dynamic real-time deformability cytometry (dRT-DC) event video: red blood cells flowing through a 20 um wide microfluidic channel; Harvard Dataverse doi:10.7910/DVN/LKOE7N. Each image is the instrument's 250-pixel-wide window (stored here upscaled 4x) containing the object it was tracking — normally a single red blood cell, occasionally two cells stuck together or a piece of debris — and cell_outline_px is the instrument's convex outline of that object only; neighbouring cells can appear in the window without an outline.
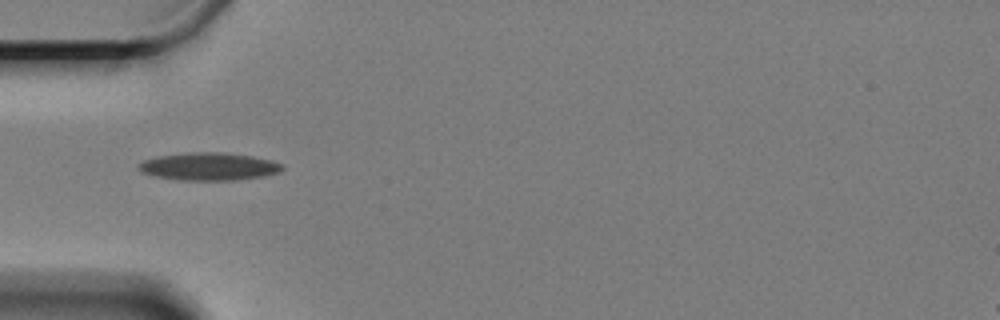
{"species": "Egyptian fruit bat (a non-hibernating species)", "species_latin": "Rousettus aegyptiacus", "temperature_condition": "cold", "stored_images_in_passage": 26, "camera_frame_rate_fps": 3000, "um_per_image_px": 0.085, "animal": {"sex": "female"}, "frame": {"image": 1, "passage_image": 1, "time_ms": 0.0, "image_size_px": [1000, 320], "cell_outline_px": [[284, 168], [280, 172], [264, 176], [236, 180], [176, 180], [156, 176], [140, 172], [136, 168], [144, 160], [160, 156], [192, 152], [220, 152], [252, 156], [272, 160], [284, 164]], "centroid_in_image_um": [17.79, 14.16], "position_along_channel_um": 67.2, "area_um2": 23.24}}
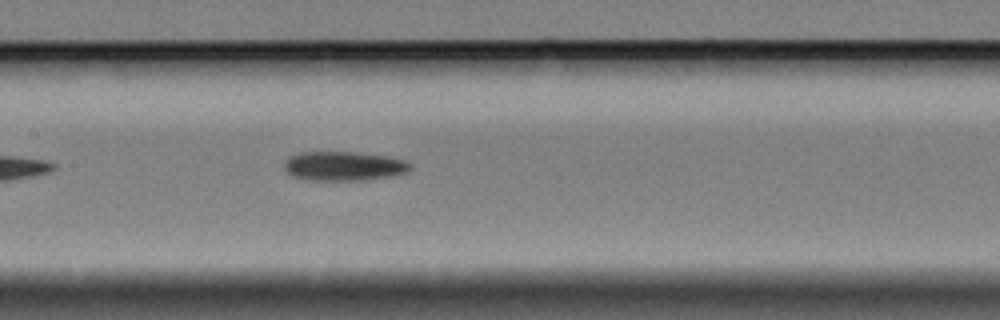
{"frame": {"image": 2, "passage_image": 11, "time_ms": 3.333, "image_size_px": [1000, 320], "cell_outline_px": [[412, 168], [408, 172], [392, 176], [364, 180], [304, 180], [292, 176], [284, 168], [284, 164], [292, 156], [300, 152], [352, 152], [388, 156], [404, 160], [412, 164]], "centroid_in_image_um": [29.26, 14.12], "position_along_channel_um": 178.1, "area_um2": 21.5}}
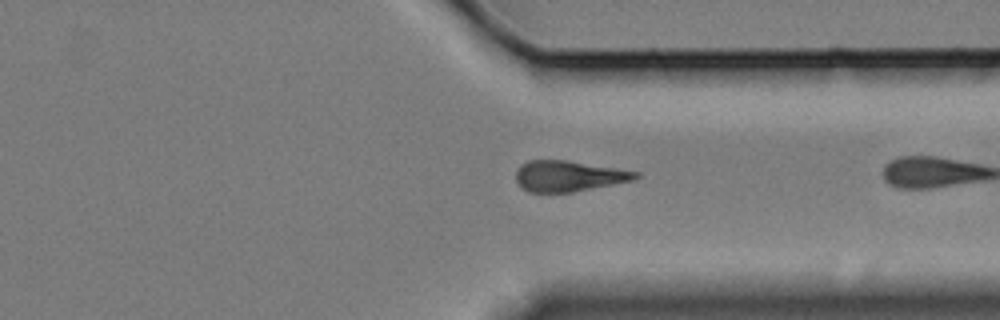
{"frame": {"image": 3, "passage_image": 25, "time_ms": 8.0, "image_size_px": [1000, 320], "cell_outline_px": [[640, 176], [636, 180], [572, 192], [528, 192], [520, 188], [516, 180], [516, 172], [520, 164], [528, 160], [568, 160], [640, 172]], "centroid_in_image_um": [48.33, 14.96], "position_along_channel_um": 363.1, "area_um2": 21.68}}